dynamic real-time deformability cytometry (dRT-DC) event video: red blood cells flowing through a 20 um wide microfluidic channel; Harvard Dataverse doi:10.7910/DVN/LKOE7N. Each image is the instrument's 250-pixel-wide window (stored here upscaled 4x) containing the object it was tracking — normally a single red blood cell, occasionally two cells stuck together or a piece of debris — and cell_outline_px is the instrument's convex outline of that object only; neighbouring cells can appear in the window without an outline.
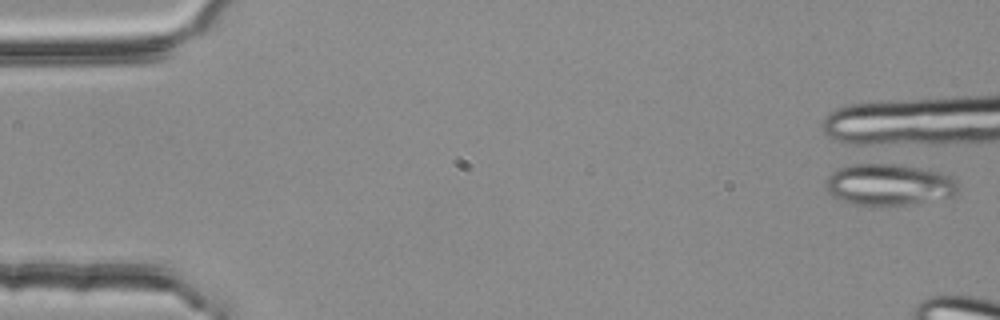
{"species": "common noctule bat (a hibernating species)", "species_latin": "Nyctalus noctula", "temperature_condition": "room temperature", "stored_images_in_passage": 2, "camera_frame_rate_fps": 3000, "um_per_image_px": 0.085, "animal": {"sex": "female", "body_mass_g": 25.1}, "frame": {"image": 1, "passage_image": 2, "time_ms": 0.333, "image_size_px": [1000, 320], "cell_outline_px": [[960, 192], [952, 196], [908, 204], [856, 204], [832, 196], [824, 188], [824, 180], [832, 172], [856, 160], [868, 160], [900, 164], [944, 172], [952, 176], [956, 180], [960, 188]], "centroid_in_image_um": [75.54, 15.61], "position_along_channel_um": 9.5, "area_um2": 33.0}}